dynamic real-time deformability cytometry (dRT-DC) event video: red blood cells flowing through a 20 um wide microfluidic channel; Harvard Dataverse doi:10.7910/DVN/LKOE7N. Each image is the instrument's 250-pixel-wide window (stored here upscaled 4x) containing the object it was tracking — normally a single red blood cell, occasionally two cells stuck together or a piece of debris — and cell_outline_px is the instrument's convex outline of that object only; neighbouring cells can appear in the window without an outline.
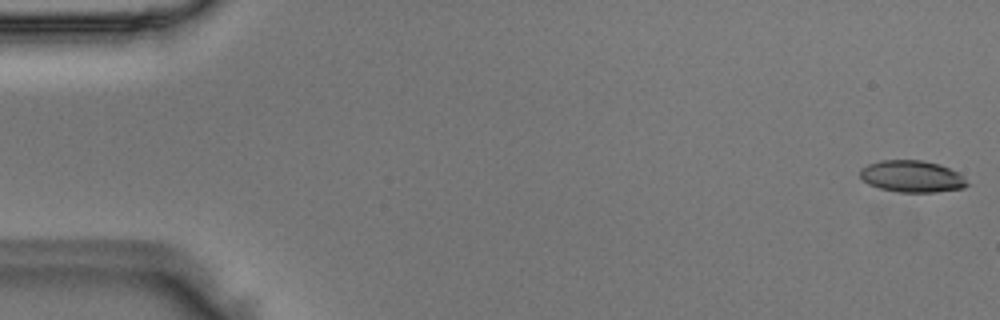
{"species": "Egyptian fruit bat (a non-hibernating species)", "species_latin": "Rousettus aegyptiacus", "temperature_condition": "room temperature", "stored_images_in_passage": 51, "camera_frame_rate_fps": 3000, "um_per_image_px": 0.085, "animal": {"sex": "male"}, "frame": {"image": 1, "passage_image": 1, "time_ms": 0.0, "image_size_px": [1000, 320], "cell_outline_px": [[972, 184], [964, 188], [936, 192], [900, 192], [880, 188], [868, 184], [860, 176], [860, 168], [868, 164], [880, 160], [924, 160], [940, 164], [956, 172]], "centroid_in_image_um": [77.53, 14.99], "position_along_channel_um": 7.5, "area_um2": 19.88}}
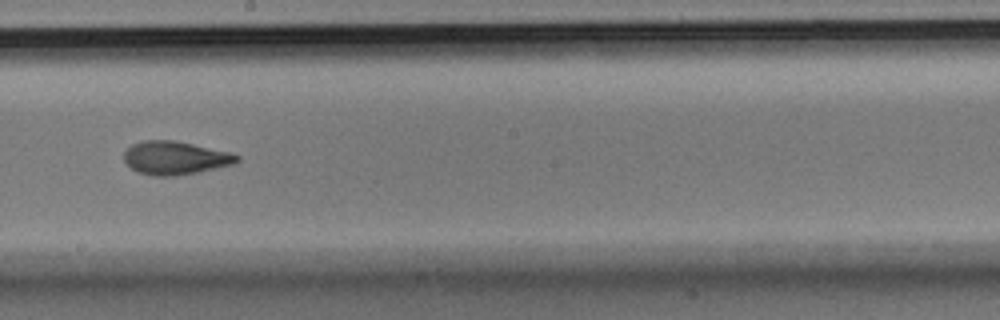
{"frame": {"image": 2, "passage_image": 29, "time_ms": 9.333, "image_size_px": [1000, 320], "cell_outline_px": [[240, 160], [236, 164], [176, 176], [152, 176], [140, 172], [132, 168], [124, 160], [124, 152], [132, 144], [144, 140], [176, 140], [232, 152], [240, 156]], "centroid_in_image_um": [14.94, 13.41], "position_along_channel_um": 233.3, "area_um2": 22.08}}
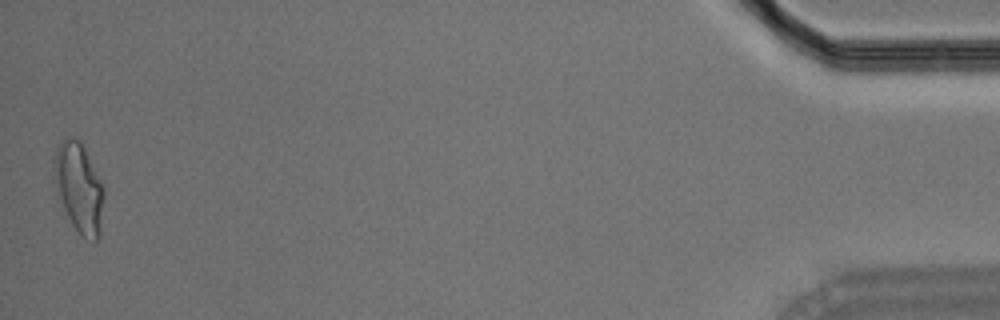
{"frame": {"image": 3, "passage_image": 51, "time_ms": 16.667, "image_size_px": [1000, 320], "cell_outline_px": [[104, 200], [100, 236], [96, 240], [84, 236], [72, 224], [56, 200], [52, 160], [56, 148], [64, 136], [72, 136], [80, 140], [104, 188]], "centroid_in_image_um": [6.66, 15.91], "position_along_channel_um": 428.5, "area_um2": 26.53}}